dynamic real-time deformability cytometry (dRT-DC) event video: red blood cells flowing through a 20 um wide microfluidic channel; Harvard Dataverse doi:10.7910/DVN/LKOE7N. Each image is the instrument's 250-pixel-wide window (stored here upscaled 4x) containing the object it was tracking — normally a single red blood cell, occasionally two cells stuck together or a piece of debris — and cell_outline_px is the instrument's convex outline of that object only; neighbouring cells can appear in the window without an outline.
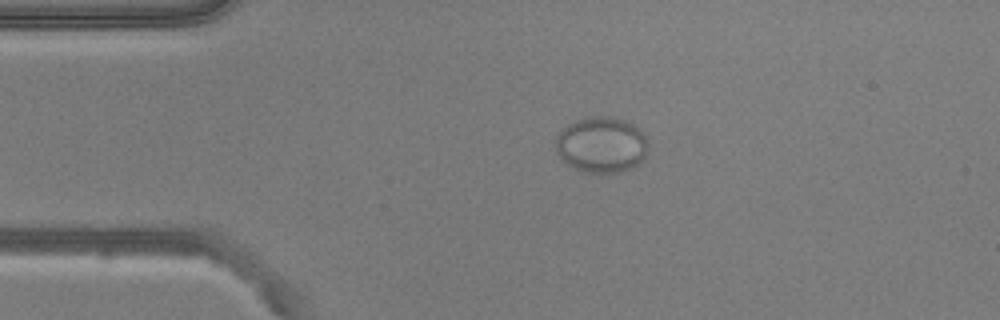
{"species": "common noctule bat (a hibernating species)", "species_latin": "Nyctalus noctula", "temperature_condition": "warm", "stored_images_in_passage": 44, "camera_frame_rate_fps": 3000, "um_per_image_px": 0.085, "animal": {"sex": "male", "body_mass_g": 20.5, "forearm_length_mm": 52.5}, "frame": {"image": 1, "passage_image": 3, "time_ms": 0.667, "image_size_px": [1000, 320], "cell_outline_px": [[648, 148], [640, 164], [632, 168], [604, 176], [580, 172], [568, 164], [560, 156], [556, 148], [556, 136], [568, 124], [576, 120], [592, 116], [616, 116], [640, 128], [644, 132], [648, 144]], "centroid_in_image_um": [51.16, 12.33], "position_along_channel_um": 33.8, "area_um2": 30.81}}
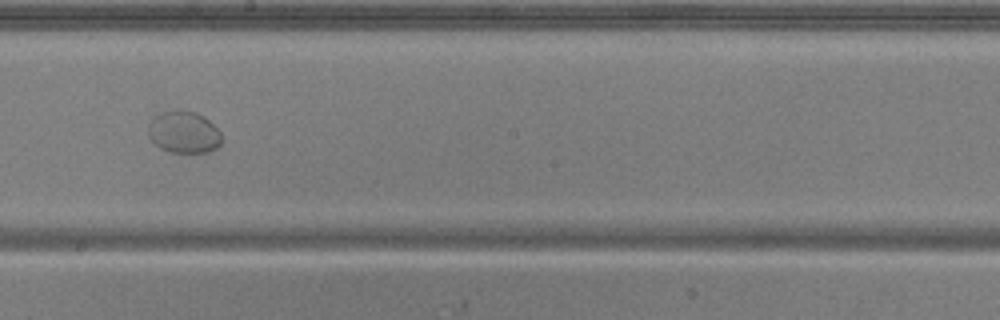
{"frame": {"image": 2, "passage_image": 21, "time_ms": 6.667, "image_size_px": [1000, 320], "cell_outline_px": [[224, 140], [216, 148], [208, 152], [168, 152], [160, 148], [148, 136], [148, 124], [160, 112], [172, 108], [180, 108], [196, 112], [204, 116], [220, 132]], "centroid_in_image_um": [15.62, 11.2], "position_along_channel_um": 232.6, "area_um2": 18.32}}
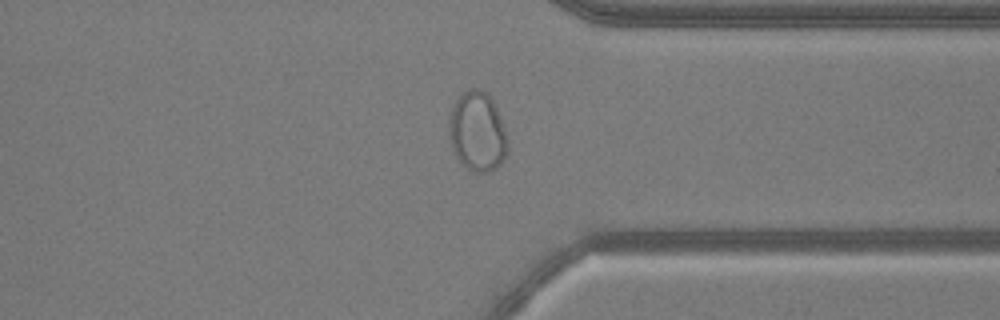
{"frame": {"image": 3, "passage_image": 32, "time_ms": 10.333, "image_size_px": [1000, 320], "cell_outline_px": [[508, 152], [500, 164], [496, 168], [488, 172], [476, 172], [468, 168], [456, 156], [452, 148], [448, 136], [448, 116], [452, 104], [468, 88], [480, 88], [488, 92], [496, 104], [508, 140]], "centroid_in_image_um": [40.57, 11.14], "position_along_channel_um": 370.8, "area_um2": 27.69}}